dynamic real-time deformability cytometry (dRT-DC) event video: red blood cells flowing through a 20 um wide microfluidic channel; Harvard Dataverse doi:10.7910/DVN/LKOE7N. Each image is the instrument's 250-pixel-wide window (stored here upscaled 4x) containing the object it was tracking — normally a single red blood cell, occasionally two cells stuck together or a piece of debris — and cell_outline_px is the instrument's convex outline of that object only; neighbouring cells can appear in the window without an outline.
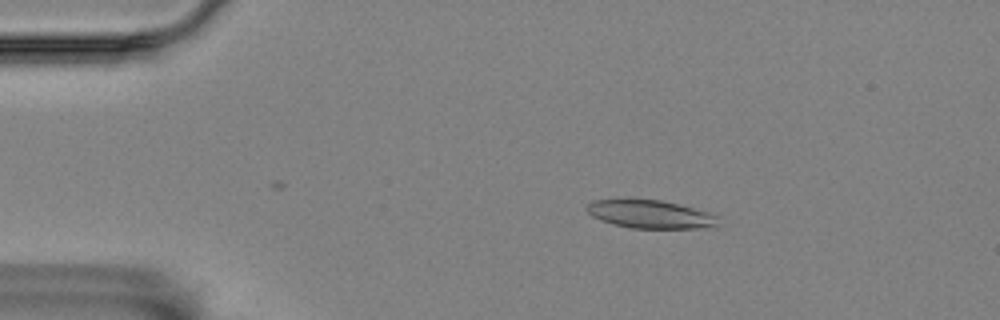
{"species": "Egyptian fruit bat (a non-hibernating species)", "species_latin": "Rousettus aegyptiacus", "temperature_condition": "room temperature", "stored_images_in_passage": 49, "camera_frame_rate_fps": 3000, "um_per_image_px": 0.085, "animal": {"sex": "female"}, "frame": {"image": 1, "passage_image": 7, "time_ms": 2.0, "image_size_px": [1000, 320], "cell_outline_px": [[716, 228], [632, 228], [612, 224], [600, 220], [592, 216], [584, 208], [592, 200], [660, 200], [692, 208], [716, 216]], "centroid_in_image_um": [55.22, 18.23], "position_along_channel_um": 29.8, "area_um2": 21.15}}
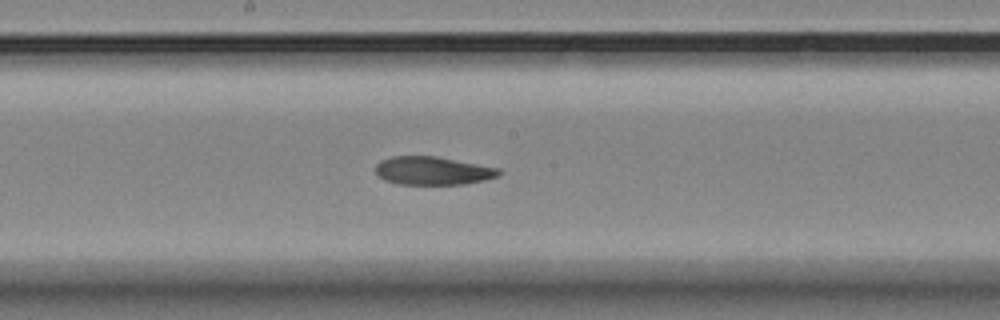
{"frame": {"image": 2, "passage_image": 27, "time_ms": 8.667, "image_size_px": [1000, 320], "cell_outline_px": [[500, 176], [484, 180], [464, 184], [396, 184], [384, 180], [376, 172], [376, 164], [380, 160], [392, 156], [436, 156], [500, 168]], "centroid_in_image_um": [36.78, 14.51], "position_along_channel_um": 211.4, "area_um2": 20.35}}
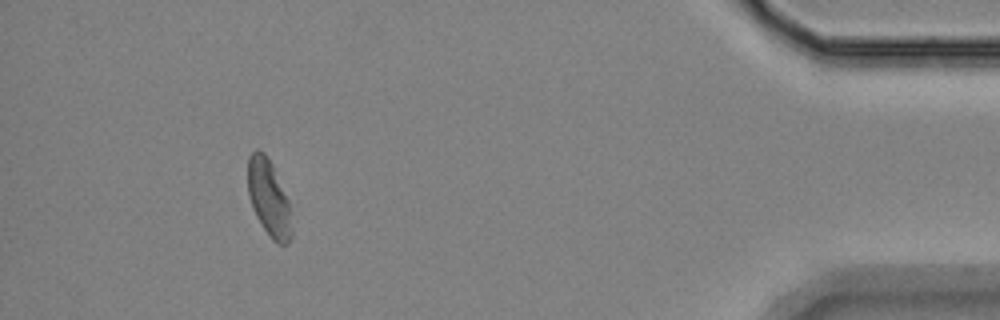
{"frame": {"image": 3, "passage_image": 49, "time_ms": 16.0, "image_size_px": [1000, 320], "cell_outline_px": [[292, 236], [288, 244], [276, 244], [272, 240], [256, 216], [252, 208], [248, 192], [248, 156], [256, 148], [264, 152], [272, 164], [288, 200], [292, 232]], "centroid_in_image_um": [22.84, 16.84], "position_along_channel_um": 412.4, "area_um2": 19.48}, "authors_computed_cell_mechanics": {"area_um2": 21.1548, "velocity_mm_per_s": 3.5083, "shape_relaxation_time_tau1_ms": null, "shape_relaxation_time_tau2_ms": 5.1948, "deformation_change_tau1": null, "deformation_change_tau2": 0.1111}}